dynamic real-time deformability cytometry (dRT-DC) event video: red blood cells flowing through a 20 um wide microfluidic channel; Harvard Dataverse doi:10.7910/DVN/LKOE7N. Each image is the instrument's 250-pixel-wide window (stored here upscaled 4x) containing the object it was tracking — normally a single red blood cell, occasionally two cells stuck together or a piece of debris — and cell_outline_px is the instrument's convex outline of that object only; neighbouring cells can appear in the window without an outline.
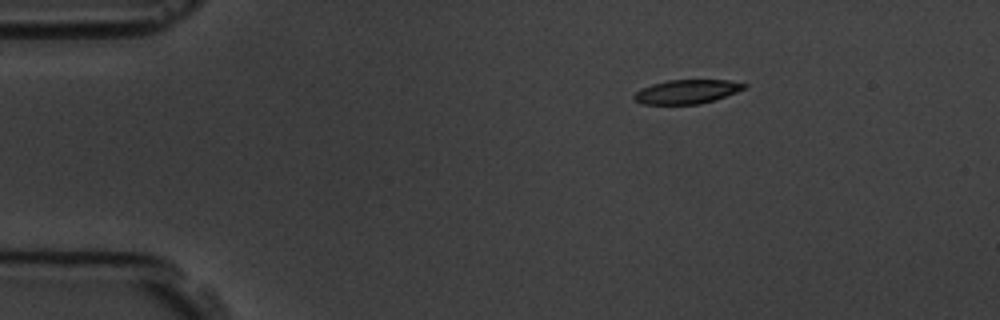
{"species": "common noctule bat (a hibernating species)", "species_latin": "Nyctalus noctula", "temperature_condition": "room temperature", "stored_images_in_passage": 4, "camera_frame_rate_fps": 3000, "um_per_image_px": 0.085, "animal": {"sex": "male", "body_mass_g": 19.5, "forearm_length_mm": 54.6}, "frame": {"image": 1, "passage_image": 1, "time_ms": 0.0, "image_size_px": [1000, 320], "cell_outline_px": [[748, 88], [700, 104], [644, 104], [636, 100], [632, 96], [636, 92], [652, 84], [668, 80], [728, 80], [748, 84]], "centroid_in_image_um": [58.42, 7.78], "position_along_channel_um": 26.6, "area_um2": 15.2}}